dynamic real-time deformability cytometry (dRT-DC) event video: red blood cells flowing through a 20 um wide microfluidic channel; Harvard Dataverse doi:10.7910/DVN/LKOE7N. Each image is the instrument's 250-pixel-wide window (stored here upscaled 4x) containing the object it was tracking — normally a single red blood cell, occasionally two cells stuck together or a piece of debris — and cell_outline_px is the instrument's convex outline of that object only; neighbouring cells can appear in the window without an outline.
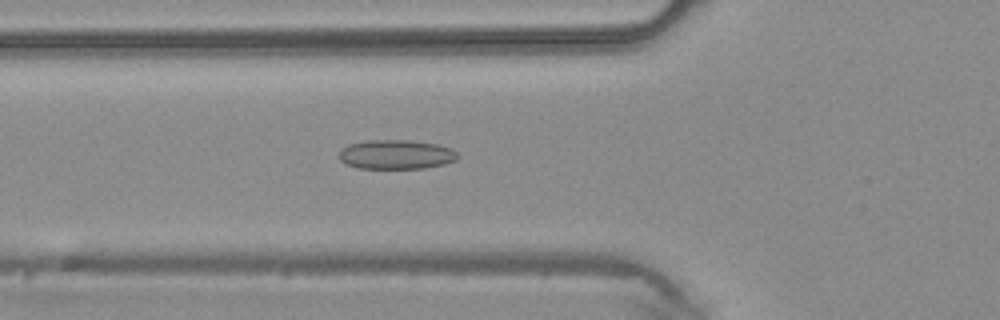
{"species": "common noctule bat (a hibernating species)", "species_latin": "Nyctalus noctula", "temperature_condition": "warm", "stored_images_in_passage": 42, "camera_frame_rate_fps": 3000, "um_per_image_px": 0.085, "animal": {"sex": "male", "body_mass_g": 20.4}, "frame": {"image": 1, "passage_image": 15, "time_ms": 4.667, "image_size_px": [1000, 320], "cell_outline_px": [[460, 156], [456, 160], [444, 164], [424, 168], [356, 168], [344, 164], [340, 160], [340, 148], [348, 144], [368, 140], [408, 140], [436, 144], [452, 148]], "centroid_in_image_um": [33.65, 13.13], "position_along_channel_um": 92.1, "area_um2": 20.4}}
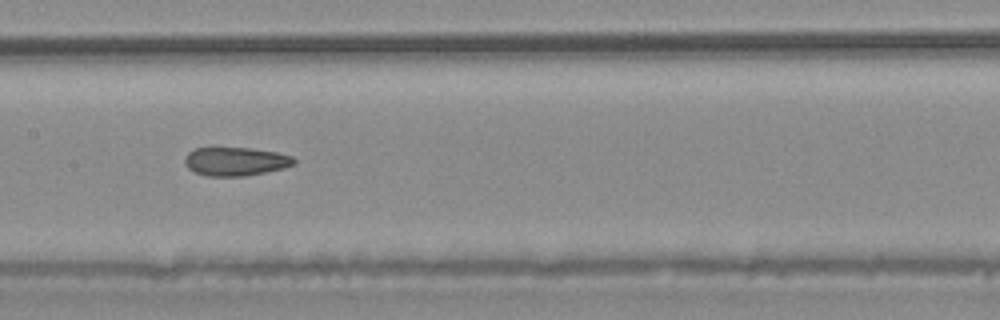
{"frame": {"image": 2, "passage_image": 21, "time_ms": 6.667, "image_size_px": [1000, 320], "cell_outline_px": [[296, 164], [284, 168], [244, 176], [208, 176], [196, 172], [188, 168], [184, 164], [184, 156], [188, 152], [196, 148], [212, 144], [248, 148], [276, 152], [292, 156], [296, 160]], "centroid_in_image_um": [19.96, 13.67], "position_along_channel_um": 187.4, "area_um2": 18.9}}
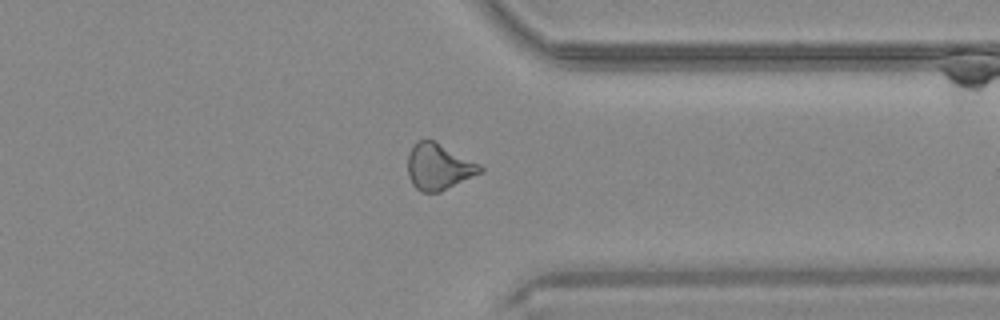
{"frame": {"image": 3, "passage_image": 33, "time_ms": 10.667, "image_size_px": [1000, 320], "cell_outline_px": [[484, 172], [440, 192], [420, 192], [412, 184], [408, 176], [408, 152], [412, 144], [416, 140], [436, 140], [480, 164], [484, 168]], "centroid_in_image_um": [37.29, 14.16], "position_along_channel_um": 374.1, "area_um2": 19.94}}